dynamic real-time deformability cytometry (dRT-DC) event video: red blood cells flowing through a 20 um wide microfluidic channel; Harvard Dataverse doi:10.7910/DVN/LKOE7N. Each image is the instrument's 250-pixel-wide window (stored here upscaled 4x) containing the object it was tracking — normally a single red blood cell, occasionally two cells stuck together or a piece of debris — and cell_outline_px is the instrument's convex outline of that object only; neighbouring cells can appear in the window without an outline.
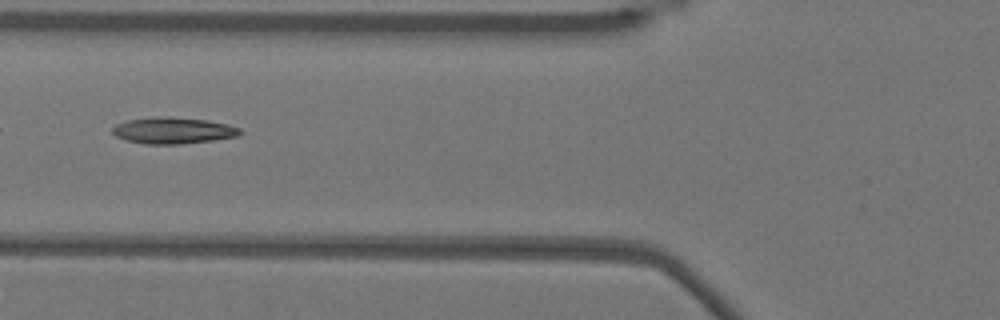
{"species": "Egyptian fruit bat (a non-hibernating species)", "species_latin": "Rousettus aegyptiacus", "temperature_condition": "warm", "stored_images_in_passage": 11, "camera_frame_rate_fps": 3000, "um_per_image_px": 0.085, "animal": {"sex": "female"}, "frame": {"image": 1, "passage_image": 4, "time_ms": 1.0, "image_size_px": [1000, 320], "cell_outline_px": [[244, 132], [236, 136], [212, 140], [180, 144], [144, 144], [128, 140], [116, 136], [112, 132], [112, 128], [116, 124], [128, 120], [156, 116], [168, 116], [208, 120], [228, 124], [240, 128]], "centroid_in_image_um": [14.73, 11.08], "position_along_channel_um": 111.1, "area_um2": 19.65}}
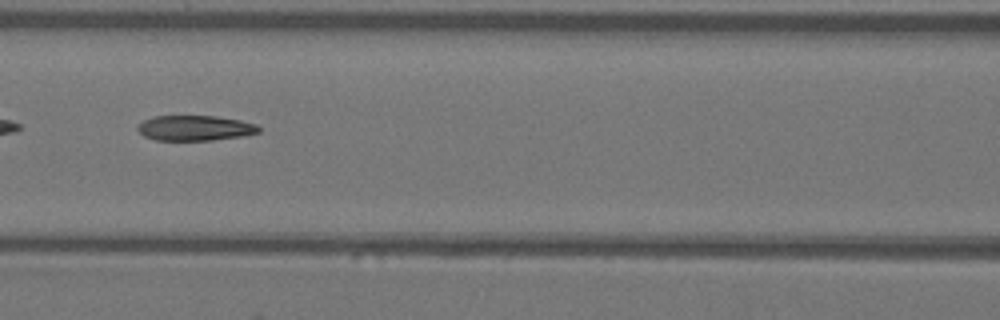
{"frame": {"image": 2, "passage_image": 7, "time_ms": 2.0, "image_size_px": [1000, 320], "cell_outline_px": [[260, 132], [244, 136], [212, 140], [156, 140], [144, 136], [136, 128], [144, 120], [152, 116], [216, 116], [240, 120], [256, 124], [260, 128]], "centroid_in_image_um": [16.59, 10.88], "position_along_channel_um": 150.0, "area_um2": 17.8}}